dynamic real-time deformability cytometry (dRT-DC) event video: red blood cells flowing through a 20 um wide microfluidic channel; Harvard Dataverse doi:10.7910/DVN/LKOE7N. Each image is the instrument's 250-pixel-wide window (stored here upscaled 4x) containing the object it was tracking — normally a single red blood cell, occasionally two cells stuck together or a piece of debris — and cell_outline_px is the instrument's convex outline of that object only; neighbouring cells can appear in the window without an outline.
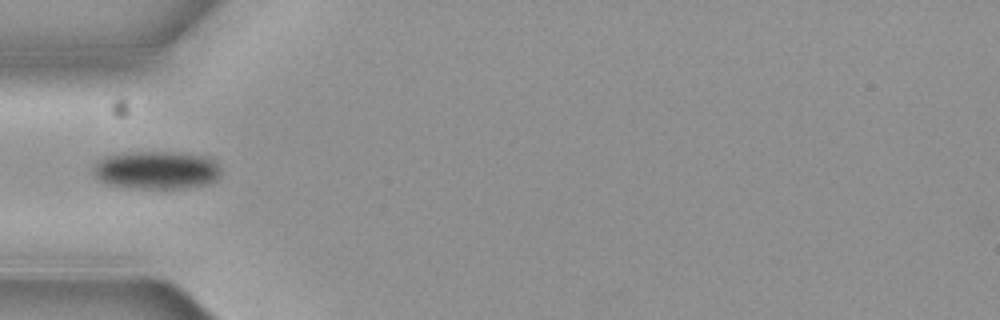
{"species": "common noctule bat (a hibernating species)", "species_latin": "Nyctalus noctula", "temperature_condition": "cold", "stored_images_in_passage": 7, "camera_frame_rate_fps": 3000, "um_per_image_px": 0.085, "animal": {"sex": "female", "body_mass_g": 19.3, "forearm_length_mm": 54.1}, "frame": {"image": 1, "passage_image": 5, "time_ms": 1.333, "image_size_px": [1000, 320], "cell_outline_px": [[220, 176], [216, 180], [208, 184], [184, 188], [128, 188], [104, 184], [92, 172], [92, 168], [100, 160], [108, 156], [124, 152], [184, 152], [200, 156], [212, 160], [220, 168]], "centroid_in_image_um": [13.28, 14.47], "position_along_channel_um": 71.7, "area_um2": 28.38}}
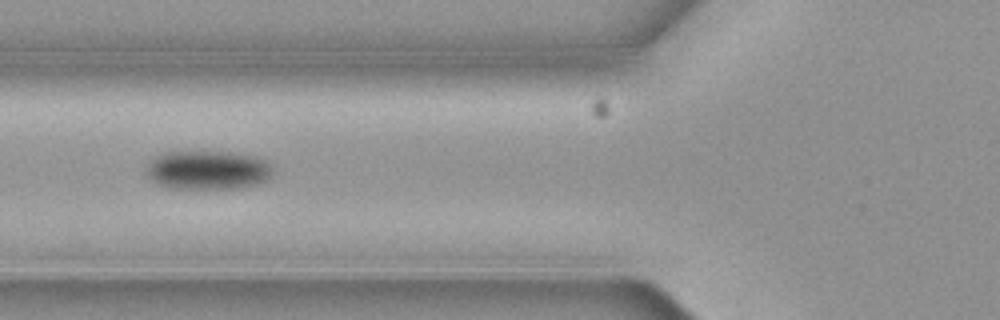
{"frame": {"image": 2, "passage_image": 6, "time_ms": 1.667, "image_size_px": [1000, 320], "cell_outline_px": [[276, 172], [272, 176], [260, 184], [240, 188], [164, 188], [152, 180], [144, 172], [148, 160], [168, 152], [228, 152], [256, 156], [272, 164]], "centroid_in_image_um": [17.69, 14.46], "position_along_channel_um": 108.1, "area_um2": 29.13}}
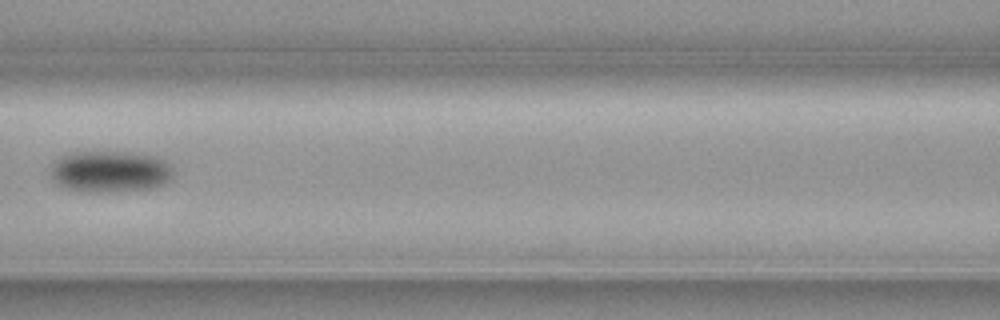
{"frame": {"image": 3, "passage_image": 7, "time_ms": 2.0, "image_size_px": [1000, 320], "cell_outline_px": [[172, 180], [156, 188], [112, 192], [80, 192], [64, 188], [56, 184], [52, 180], [52, 160], [72, 152], [96, 148], [132, 152], [156, 156], [164, 160], [172, 168]], "centroid_in_image_um": [9.33, 14.55], "position_along_channel_um": 157.3, "area_um2": 31.15}}